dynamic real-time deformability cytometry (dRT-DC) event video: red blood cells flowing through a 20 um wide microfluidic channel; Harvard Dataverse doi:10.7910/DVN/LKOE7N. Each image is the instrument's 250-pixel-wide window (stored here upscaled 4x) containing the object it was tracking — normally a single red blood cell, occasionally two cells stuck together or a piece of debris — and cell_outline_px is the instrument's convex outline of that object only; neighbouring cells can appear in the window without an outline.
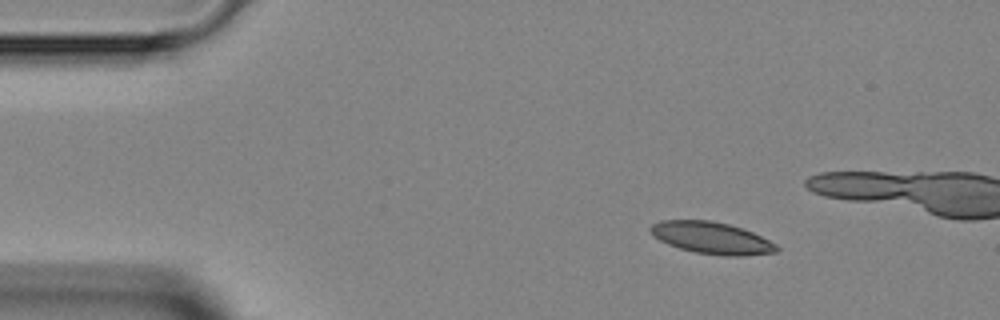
{"species": "Egyptian fruit bat (a non-hibernating species)", "species_latin": "Rousettus aegyptiacus", "temperature_condition": "room temperature", "stored_images_in_passage": 4, "camera_frame_rate_fps": 3000, "um_per_image_px": 0.085, "animal": {"sex": "female"}, "frame": {"image": 1, "passage_image": 1, "time_ms": 0.0, "image_size_px": [1000, 320], "cell_outline_px": [[780, 248], [776, 252], [744, 256], [724, 256], [696, 252], [680, 248], [668, 244], [660, 240], [648, 228], [652, 224], [660, 220], [712, 220], [728, 224], [752, 232], [776, 244]], "centroid_in_image_um": [60.5, 20.22], "position_along_channel_um": 24.5, "area_um2": 23.24}}